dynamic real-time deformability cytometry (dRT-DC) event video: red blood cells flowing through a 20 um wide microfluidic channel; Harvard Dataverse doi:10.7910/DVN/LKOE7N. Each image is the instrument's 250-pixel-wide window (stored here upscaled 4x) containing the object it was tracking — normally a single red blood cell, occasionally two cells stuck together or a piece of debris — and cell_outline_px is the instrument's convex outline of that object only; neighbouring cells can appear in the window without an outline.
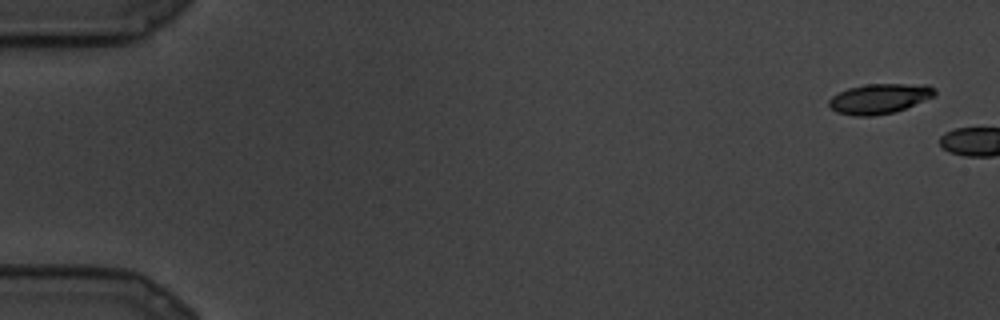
{"species": "common noctule bat (a hibernating species)", "species_latin": "Nyctalus noctula", "temperature_condition": "cold", "stored_images_in_passage": 3, "camera_frame_rate_fps": 3000, "um_per_image_px": 0.085, "animal": {"sex": "male", "body_mass_g": 19.5, "forearm_length_mm": 54.6}, "frame": {"image": 1, "passage_image": 1, "time_ms": 0.0, "image_size_px": [1000, 320], "cell_outline_px": [[936, 96], [896, 112], [872, 116], [856, 116], [836, 112], [828, 104], [828, 100], [832, 96], [848, 88], [864, 84], [928, 84], [936, 88]], "centroid_in_image_um": [74.79, 8.38], "position_along_channel_um": 10.2, "area_um2": 18.73}}